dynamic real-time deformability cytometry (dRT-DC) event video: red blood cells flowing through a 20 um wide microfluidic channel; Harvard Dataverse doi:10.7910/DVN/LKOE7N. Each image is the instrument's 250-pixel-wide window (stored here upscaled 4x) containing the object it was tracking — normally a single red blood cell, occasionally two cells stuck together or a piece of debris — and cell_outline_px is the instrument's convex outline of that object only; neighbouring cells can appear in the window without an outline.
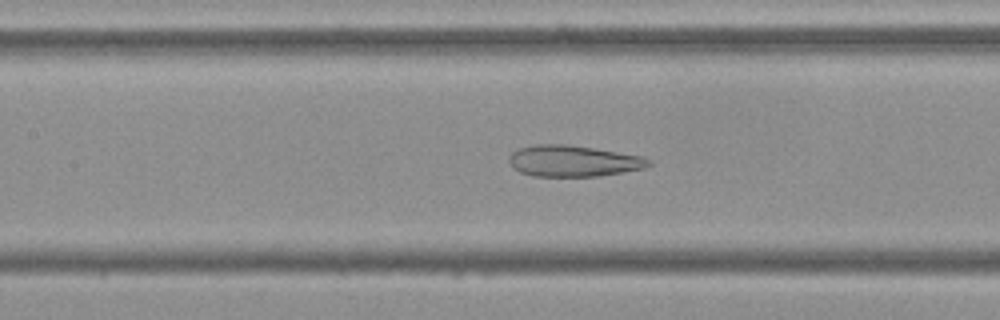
{"species": "Egyptian fruit bat (a non-hibernating species)", "species_latin": "Rousettus aegyptiacus", "temperature_condition": "cold", "stored_images_in_passage": 46, "camera_frame_rate_fps": 3000, "um_per_image_px": 0.085, "frame": {"image": 1, "passage_image": 16, "time_ms": 5.0, "image_size_px": [1000, 320], "cell_outline_px": [[652, 164], [644, 168], [600, 176], [532, 176], [520, 172], [512, 168], [508, 160], [508, 156], [512, 152], [520, 148], [536, 144], [568, 144], [644, 156], [652, 160]], "centroid_in_image_um": [48.73, 13.68], "position_along_channel_um": 158.7, "area_um2": 25.61}}
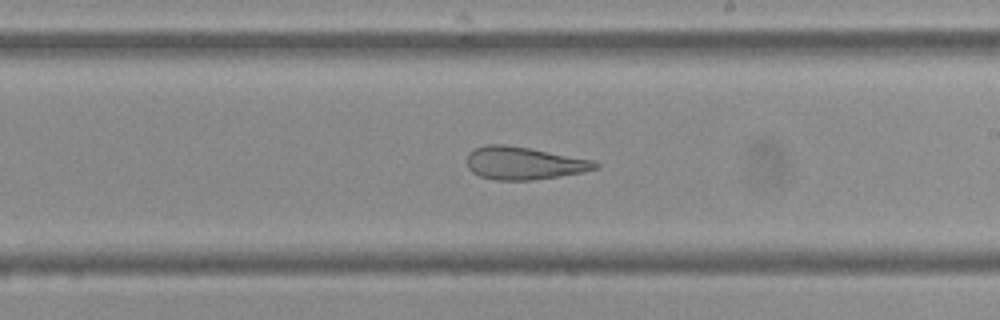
{"frame": {"image": 2, "passage_image": 23, "time_ms": 7.333, "image_size_px": [1000, 320], "cell_outline_px": [[600, 164], [596, 168], [584, 172], [532, 180], [496, 180], [480, 176], [472, 172], [468, 168], [468, 152], [476, 148], [488, 144], [504, 144], [528, 148], [596, 160]], "centroid_in_image_um": [44.55, 13.87], "position_along_channel_um": 244.5, "area_um2": 24.39}}
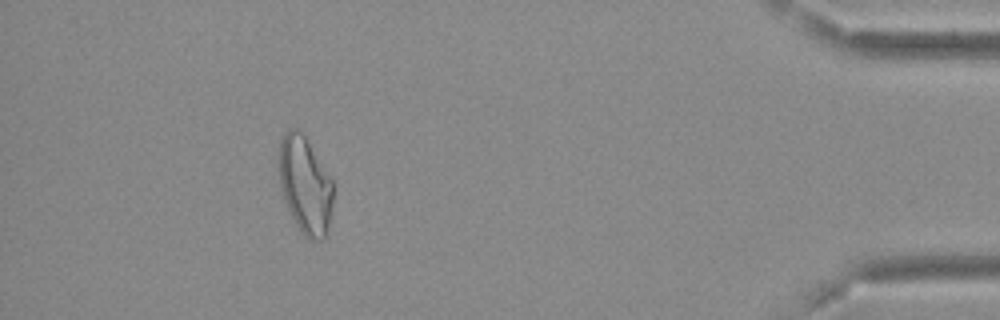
{"frame": {"image": 3, "passage_image": 41, "time_ms": 13.333, "image_size_px": [1000, 320], "cell_outline_px": [[332, 204], [328, 236], [324, 240], [312, 240], [304, 236], [292, 220], [284, 200], [280, 184], [280, 140], [284, 132], [288, 128], [300, 128], [332, 180]], "centroid_in_image_um": [25.94, 15.77], "position_along_channel_um": 409.3, "area_um2": 30.87}, "authors_computed_cell_mechanics": {"area_um2": 28.611, "velocity_mm_per_s": 3.6883, "shape_relaxation_time_tau1_ms": null, "shape_relaxation_time_tau2_ms": 2.6386, "deformation_change_tau1": null, "deformation_change_tau2": 0.1211}}